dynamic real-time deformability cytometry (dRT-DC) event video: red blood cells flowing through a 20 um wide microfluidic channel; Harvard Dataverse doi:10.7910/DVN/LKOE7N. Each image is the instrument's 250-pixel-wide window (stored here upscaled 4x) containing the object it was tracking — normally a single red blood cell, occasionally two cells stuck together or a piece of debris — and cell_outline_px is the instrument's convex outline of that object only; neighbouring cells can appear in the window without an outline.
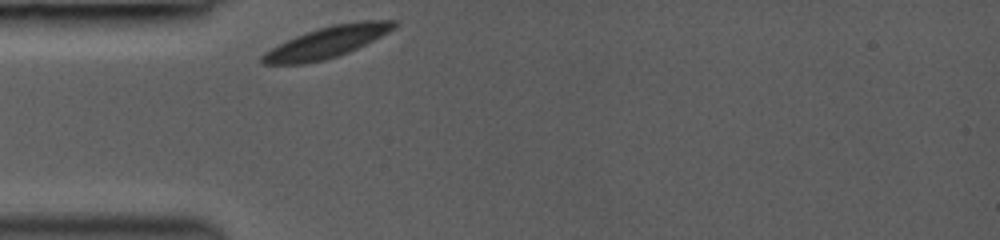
{"species": "common noctule bat (a hibernating species)", "species_latin": "Nyctalus noctula", "temperature_condition": "room temperature", "stored_images_in_passage": 14, "camera_frame_rate_fps": 3000, "um_per_image_px": 0.085, "animal": {"sex": "female", "body_mass_g": 19.0, "forearm_length_mm": 53.3}, "frame": {"image": 1, "passage_image": 1, "time_ms": 0.0, "image_size_px": [1000, 240], "cell_outline_px": [[396, 28], [348, 52], [324, 60], [304, 64], [264, 64], [260, 60], [260, 56], [264, 52], [296, 36], [332, 24], [364, 20], [396, 20]], "centroid_in_image_um": [27.78, 3.58], "position_along_channel_um": 57.2, "area_um2": 23.58}}
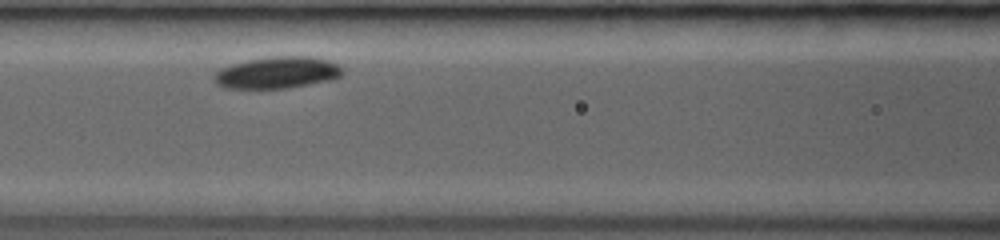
{"frame": {"image": 2, "passage_image": 8, "time_ms": 2.333, "image_size_px": [1000, 240], "cell_outline_px": [[344, 72], [340, 76], [332, 80], [288, 88], [224, 88], [216, 84], [212, 80], [216, 72], [220, 68], [232, 64], [248, 60], [272, 56], [312, 56], [328, 60], [336, 64]], "centroid_in_image_um": [23.55, 6.17], "position_along_channel_um": 143.1, "area_um2": 23.81}}
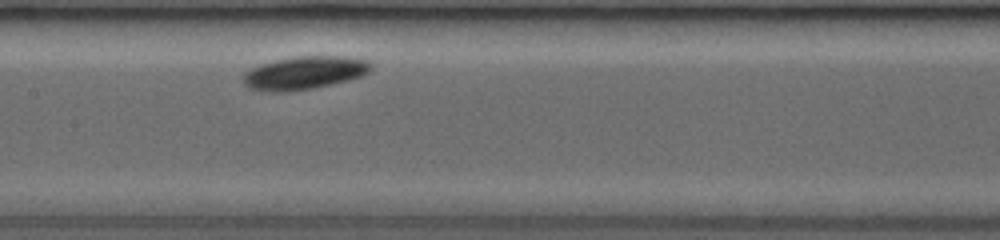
{"frame": {"image": 3, "passage_image": 12, "time_ms": 3.333, "image_size_px": [1000, 240], "cell_outline_px": [[372, 68], [364, 76], [348, 80], [312, 88], [288, 92], [264, 92], [248, 88], [244, 84], [244, 72], [260, 64], [292, 56], [340, 56], [368, 60], [372, 64]], "centroid_in_image_um": [25.86, 6.2], "position_along_channel_um": 181.5, "area_um2": 24.8}}